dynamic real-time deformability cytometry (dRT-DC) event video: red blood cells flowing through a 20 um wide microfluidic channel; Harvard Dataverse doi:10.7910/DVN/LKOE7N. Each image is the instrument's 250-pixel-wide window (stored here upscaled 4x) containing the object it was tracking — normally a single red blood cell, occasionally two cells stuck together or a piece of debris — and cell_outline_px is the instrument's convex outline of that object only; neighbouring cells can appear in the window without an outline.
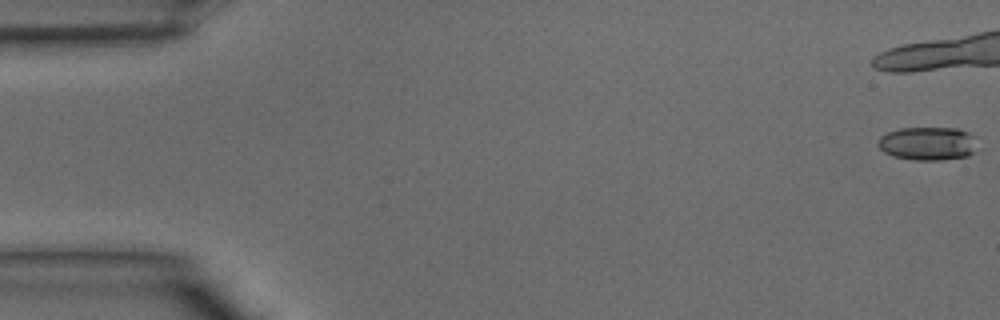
{"species": "common noctule bat (a hibernating species)", "species_latin": "Nyctalus noctula", "temperature_condition": "warm", "stored_images_in_passage": 11, "camera_frame_rate_fps": 3000, "um_per_image_px": 0.085, "animal": {"sex": "male", "body_mass_g": 15.6}, "frame": {"image": 1, "passage_image": 1, "time_ms": 0.0, "image_size_px": [1000, 320], "cell_outline_px": [[976, 152], [968, 156], [940, 160], [916, 160], [892, 156], [884, 152], [880, 148], [880, 136], [888, 132], [900, 128], [956, 128], [968, 132], [972, 136]], "centroid_in_image_um": [78.86, 12.2], "position_along_channel_um": 6.1, "area_um2": 19.13}}